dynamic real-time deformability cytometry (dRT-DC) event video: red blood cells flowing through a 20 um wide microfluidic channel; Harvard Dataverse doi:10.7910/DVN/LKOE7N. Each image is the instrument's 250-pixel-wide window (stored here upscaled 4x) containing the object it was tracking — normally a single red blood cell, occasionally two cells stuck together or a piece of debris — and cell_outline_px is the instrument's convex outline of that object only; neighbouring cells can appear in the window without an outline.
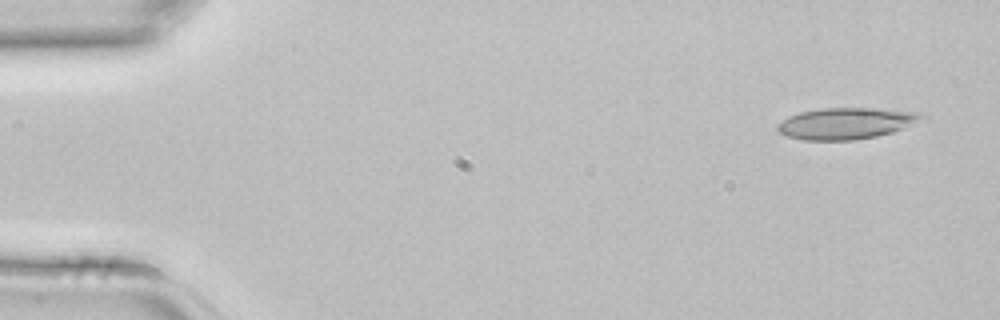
{"species": "common noctule bat (a hibernating species)", "species_latin": "Nyctalus noctula", "temperature_condition": "room temperature", "stored_images_in_passage": 3, "camera_frame_rate_fps": 3000, "um_per_image_px": 0.085, "animal": {"sex": "female", "body_mass_g": 22.7, "forearm_length_mm": 54.2}, "frame": {"image": 1, "passage_image": 1, "time_ms": 0.0, "image_size_px": [1000, 320], "cell_outline_px": [[928, 116], [904, 128], [892, 132], [876, 136], [856, 140], [800, 140], [788, 136], [780, 132], [776, 128], [776, 124], [788, 116], [800, 112], [820, 108], [880, 108], [920, 112]], "centroid_in_image_um": [71.92, 10.48], "position_along_channel_um": 13.1, "area_um2": 26.59}}
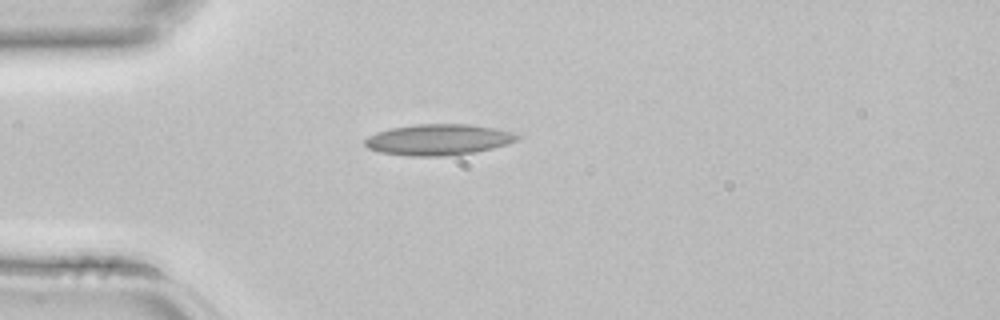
{"frame": {"image": 2, "passage_image": 3, "time_ms": 0.667, "image_size_px": [1000, 320], "cell_outline_px": [[520, 140], [508, 144], [476, 152], [444, 156], [408, 156], [380, 152], [368, 148], [364, 144], [364, 140], [368, 136], [376, 132], [392, 128], [420, 124], [472, 124], [496, 128], [512, 132], [520, 136]], "centroid_in_image_um": [37.29, 11.87], "position_along_channel_um": 47.7, "area_um2": 27.63}}